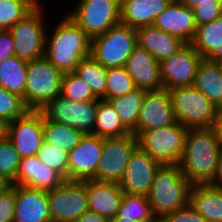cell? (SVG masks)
Wrapping results in <instances>:
<instances>
[{
  "mask_svg": "<svg viewBox=\"0 0 222 222\" xmlns=\"http://www.w3.org/2000/svg\"><path fill=\"white\" fill-rule=\"evenodd\" d=\"M46 33L44 57L62 73L74 72L81 60L90 56L91 39L67 14Z\"/></svg>",
  "mask_w": 222,
  "mask_h": 222,
  "instance_id": "1",
  "label": "cell"
},
{
  "mask_svg": "<svg viewBox=\"0 0 222 222\" xmlns=\"http://www.w3.org/2000/svg\"><path fill=\"white\" fill-rule=\"evenodd\" d=\"M221 151L212 128L189 129L181 171L192 184H208L214 178Z\"/></svg>",
  "mask_w": 222,
  "mask_h": 222,
  "instance_id": "2",
  "label": "cell"
},
{
  "mask_svg": "<svg viewBox=\"0 0 222 222\" xmlns=\"http://www.w3.org/2000/svg\"><path fill=\"white\" fill-rule=\"evenodd\" d=\"M192 186L181 171L180 164L161 165L158 168L147 195L158 222L167 214L190 204Z\"/></svg>",
  "mask_w": 222,
  "mask_h": 222,
  "instance_id": "3",
  "label": "cell"
},
{
  "mask_svg": "<svg viewBox=\"0 0 222 222\" xmlns=\"http://www.w3.org/2000/svg\"><path fill=\"white\" fill-rule=\"evenodd\" d=\"M63 73L45 57L28 62L24 105L28 110L41 111L61 95Z\"/></svg>",
  "mask_w": 222,
  "mask_h": 222,
  "instance_id": "4",
  "label": "cell"
},
{
  "mask_svg": "<svg viewBox=\"0 0 222 222\" xmlns=\"http://www.w3.org/2000/svg\"><path fill=\"white\" fill-rule=\"evenodd\" d=\"M136 46V29L119 23L91 39L90 56L105 68L122 67Z\"/></svg>",
  "mask_w": 222,
  "mask_h": 222,
  "instance_id": "5",
  "label": "cell"
},
{
  "mask_svg": "<svg viewBox=\"0 0 222 222\" xmlns=\"http://www.w3.org/2000/svg\"><path fill=\"white\" fill-rule=\"evenodd\" d=\"M188 130L176 122L170 126L142 131L137 136L138 146L160 165L180 164Z\"/></svg>",
  "mask_w": 222,
  "mask_h": 222,
  "instance_id": "6",
  "label": "cell"
},
{
  "mask_svg": "<svg viewBox=\"0 0 222 222\" xmlns=\"http://www.w3.org/2000/svg\"><path fill=\"white\" fill-rule=\"evenodd\" d=\"M169 93L177 122L188 129L212 128L217 108L194 85Z\"/></svg>",
  "mask_w": 222,
  "mask_h": 222,
  "instance_id": "7",
  "label": "cell"
},
{
  "mask_svg": "<svg viewBox=\"0 0 222 222\" xmlns=\"http://www.w3.org/2000/svg\"><path fill=\"white\" fill-rule=\"evenodd\" d=\"M67 15L92 39L120 23L121 0H78Z\"/></svg>",
  "mask_w": 222,
  "mask_h": 222,
  "instance_id": "8",
  "label": "cell"
},
{
  "mask_svg": "<svg viewBox=\"0 0 222 222\" xmlns=\"http://www.w3.org/2000/svg\"><path fill=\"white\" fill-rule=\"evenodd\" d=\"M42 10L43 7L39 4L9 29L14 39L15 56L26 62L44 57L47 30L43 23L45 11Z\"/></svg>",
  "mask_w": 222,
  "mask_h": 222,
  "instance_id": "9",
  "label": "cell"
},
{
  "mask_svg": "<svg viewBox=\"0 0 222 222\" xmlns=\"http://www.w3.org/2000/svg\"><path fill=\"white\" fill-rule=\"evenodd\" d=\"M98 99L75 102L57 96L41 109L50 121L82 130L85 134L92 133L97 117Z\"/></svg>",
  "mask_w": 222,
  "mask_h": 222,
  "instance_id": "10",
  "label": "cell"
},
{
  "mask_svg": "<svg viewBox=\"0 0 222 222\" xmlns=\"http://www.w3.org/2000/svg\"><path fill=\"white\" fill-rule=\"evenodd\" d=\"M137 147V137L133 133L123 137L104 139L94 180L119 184L131 155Z\"/></svg>",
  "mask_w": 222,
  "mask_h": 222,
  "instance_id": "11",
  "label": "cell"
},
{
  "mask_svg": "<svg viewBox=\"0 0 222 222\" xmlns=\"http://www.w3.org/2000/svg\"><path fill=\"white\" fill-rule=\"evenodd\" d=\"M52 222H74L88 210L86 181H67L47 191Z\"/></svg>",
  "mask_w": 222,
  "mask_h": 222,
  "instance_id": "12",
  "label": "cell"
},
{
  "mask_svg": "<svg viewBox=\"0 0 222 222\" xmlns=\"http://www.w3.org/2000/svg\"><path fill=\"white\" fill-rule=\"evenodd\" d=\"M203 59L191 44H185L177 53L162 60L160 75L163 88L169 91L177 87L192 86Z\"/></svg>",
  "mask_w": 222,
  "mask_h": 222,
  "instance_id": "13",
  "label": "cell"
},
{
  "mask_svg": "<svg viewBox=\"0 0 222 222\" xmlns=\"http://www.w3.org/2000/svg\"><path fill=\"white\" fill-rule=\"evenodd\" d=\"M44 115L28 110L22 117L8 123L7 138L22 158L36 156L43 141Z\"/></svg>",
  "mask_w": 222,
  "mask_h": 222,
  "instance_id": "14",
  "label": "cell"
},
{
  "mask_svg": "<svg viewBox=\"0 0 222 222\" xmlns=\"http://www.w3.org/2000/svg\"><path fill=\"white\" fill-rule=\"evenodd\" d=\"M104 138L85 134L80 143L68 152V181L94 180L101 159Z\"/></svg>",
  "mask_w": 222,
  "mask_h": 222,
  "instance_id": "15",
  "label": "cell"
},
{
  "mask_svg": "<svg viewBox=\"0 0 222 222\" xmlns=\"http://www.w3.org/2000/svg\"><path fill=\"white\" fill-rule=\"evenodd\" d=\"M161 165L139 146L133 151L119 186L123 193L148 195Z\"/></svg>",
  "mask_w": 222,
  "mask_h": 222,
  "instance_id": "16",
  "label": "cell"
},
{
  "mask_svg": "<svg viewBox=\"0 0 222 222\" xmlns=\"http://www.w3.org/2000/svg\"><path fill=\"white\" fill-rule=\"evenodd\" d=\"M177 122L167 89L146 91L136 126V137L142 132Z\"/></svg>",
  "mask_w": 222,
  "mask_h": 222,
  "instance_id": "17",
  "label": "cell"
},
{
  "mask_svg": "<svg viewBox=\"0 0 222 222\" xmlns=\"http://www.w3.org/2000/svg\"><path fill=\"white\" fill-rule=\"evenodd\" d=\"M153 26L178 37L186 44H191L197 30L194 11L184 6L179 0H172L156 17Z\"/></svg>",
  "mask_w": 222,
  "mask_h": 222,
  "instance_id": "18",
  "label": "cell"
},
{
  "mask_svg": "<svg viewBox=\"0 0 222 222\" xmlns=\"http://www.w3.org/2000/svg\"><path fill=\"white\" fill-rule=\"evenodd\" d=\"M13 222H52L47 191L15 185Z\"/></svg>",
  "mask_w": 222,
  "mask_h": 222,
  "instance_id": "19",
  "label": "cell"
},
{
  "mask_svg": "<svg viewBox=\"0 0 222 222\" xmlns=\"http://www.w3.org/2000/svg\"><path fill=\"white\" fill-rule=\"evenodd\" d=\"M125 67L136 88L146 91L163 89L160 62L146 49L137 45L129 56Z\"/></svg>",
  "mask_w": 222,
  "mask_h": 222,
  "instance_id": "20",
  "label": "cell"
},
{
  "mask_svg": "<svg viewBox=\"0 0 222 222\" xmlns=\"http://www.w3.org/2000/svg\"><path fill=\"white\" fill-rule=\"evenodd\" d=\"M64 181L59 173L41 163L37 156H30L20 160L18 173L12 185L50 191Z\"/></svg>",
  "mask_w": 222,
  "mask_h": 222,
  "instance_id": "21",
  "label": "cell"
},
{
  "mask_svg": "<svg viewBox=\"0 0 222 222\" xmlns=\"http://www.w3.org/2000/svg\"><path fill=\"white\" fill-rule=\"evenodd\" d=\"M86 189L88 210L97 212L109 220L118 215L123 197L118 183L87 180Z\"/></svg>",
  "mask_w": 222,
  "mask_h": 222,
  "instance_id": "22",
  "label": "cell"
},
{
  "mask_svg": "<svg viewBox=\"0 0 222 222\" xmlns=\"http://www.w3.org/2000/svg\"><path fill=\"white\" fill-rule=\"evenodd\" d=\"M136 34L137 45L146 49L158 62L171 57L186 44L178 37L157 29L153 25L137 28Z\"/></svg>",
  "mask_w": 222,
  "mask_h": 222,
  "instance_id": "23",
  "label": "cell"
},
{
  "mask_svg": "<svg viewBox=\"0 0 222 222\" xmlns=\"http://www.w3.org/2000/svg\"><path fill=\"white\" fill-rule=\"evenodd\" d=\"M172 0H121L120 23L132 28L152 26Z\"/></svg>",
  "mask_w": 222,
  "mask_h": 222,
  "instance_id": "24",
  "label": "cell"
},
{
  "mask_svg": "<svg viewBox=\"0 0 222 222\" xmlns=\"http://www.w3.org/2000/svg\"><path fill=\"white\" fill-rule=\"evenodd\" d=\"M190 205L207 221L222 222V190L208 184H193Z\"/></svg>",
  "mask_w": 222,
  "mask_h": 222,
  "instance_id": "25",
  "label": "cell"
},
{
  "mask_svg": "<svg viewBox=\"0 0 222 222\" xmlns=\"http://www.w3.org/2000/svg\"><path fill=\"white\" fill-rule=\"evenodd\" d=\"M215 107L222 106V69L213 59H203L193 84Z\"/></svg>",
  "mask_w": 222,
  "mask_h": 222,
  "instance_id": "26",
  "label": "cell"
},
{
  "mask_svg": "<svg viewBox=\"0 0 222 222\" xmlns=\"http://www.w3.org/2000/svg\"><path fill=\"white\" fill-rule=\"evenodd\" d=\"M191 45L204 59H213L222 52V15L211 23L197 26Z\"/></svg>",
  "mask_w": 222,
  "mask_h": 222,
  "instance_id": "27",
  "label": "cell"
},
{
  "mask_svg": "<svg viewBox=\"0 0 222 222\" xmlns=\"http://www.w3.org/2000/svg\"><path fill=\"white\" fill-rule=\"evenodd\" d=\"M91 134L107 139L123 137L131 132L122 124L118 113L110 103L98 99L97 117Z\"/></svg>",
  "mask_w": 222,
  "mask_h": 222,
  "instance_id": "28",
  "label": "cell"
},
{
  "mask_svg": "<svg viewBox=\"0 0 222 222\" xmlns=\"http://www.w3.org/2000/svg\"><path fill=\"white\" fill-rule=\"evenodd\" d=\"M146 90L136 88L127 95L105 99L118 113L122 124L136 136V126Z\"/></svg>",
  "mask_w": 222,
  "mask_h": 222,
  "instance_id": "29",
  "label": "cell"
},
{
  "mask_svg": "<svg viewBox=\"0 0 222 222\" xmlns=\"http://www.w3.org/2000/svg\"><path fill=\"white\" fill-rule=\"evenodd\" d=\"M28 62L17 56L7 58L0 63V86L9 92L18 94L24 102Z\"/></svg>",
  "mask_w": 222,
  "mask_h": 222,
  "instance_id": "30",
  "label": "cell"
},
{
  "mask_svg": "<svg viewBox=\"0 0 222 222\" xmlns=\"http://www.w3.org/2000/svg\"><path fill=\"white\" fill-rule=\"evenodd\" d=\"M84 135L85 133L80 129L55 123L44 116V142L70 152L80 143Z\"/></svg>",
  "mask_w": 222,
  "mask_h": 222,
  "instance_id": "31",
  "label": "cell"
},
{
  "mask_svg": "<svg viewBox=\"0 0 222 222\" xmlns=\"http://www.w3.org/2000/svg\"><path fill=\"white\" fill-rule=\"evenodd\" d=\"M74 73L88 83L92 92L99 99H106L107 68L89 56L80 61Z\"/></svg>",
  "mask_w": 222,
  "mask_h": 222,
  "instance_id": "32",
  "label": "cell"
},
{
  "mask_svg": "<svg viewBox=\"0 0 222 222\" xmlns=\"http://www.w3.org/2000/svg\"><path fill=\"white\" fill-rule=\"evenodd\" d=\"M117 218L139 222H158L146 195L123 193Z\"/></svg>",
  "mask_w": 222,
  "mask_h": 222,
  "instance_id": "33",
  "label": "cell"
},
{
  "mask_svg": "<svg viewBox=\"0 0 222 222\" xmlns=\"http://www.w3.org/2000/svg\"><path fill=\"white\" fill-rule=\"evenodd\" d=\"M39 4L35 0H0V30L11 29Z\"/></svg>",
  "mask_w": 222,
  "mask_h": 222,
  "instance_id": "34",
  "label": "cell"
},
{
  "mask_svg": "<svg viewBox=\"0 0 222 222\" xmlns=\"http://www.w3.org/2000/svg\"><path fill=\"white\" fill-rule=\"evenodd\" d=\"M75 102H85L99 99L91 90L88 83L74 72L63 73L61 80V95Z\"/></svg>",
  "mask_w": 222,
  "mask_h": 222,
  "instance_id": "35",
  "label": "cell"
},
{
  "mask_svg": "<svg viewBox=\"0 0 222 222\" xmlns=\"http://www.w3.org/2000/svg\"><path fill=\"white\" fill-rule=\"evenodd\" d=\"M106 99L127 95L136 89L133 79L127 73L125 66L107 68Z\"/></svg>",
  "mask_w": 222,
  "mask_h": 222,
  "instance_id": "36",
  "label": "cell"
},
{
  "mask_svg": "<svg viewBox=\"0 0 222 222\" xmlns=\"http://www.w3.org/2000/svg\"><path fill=\"white\" fill-rule=\"evenodd\" d=\"M36 156L41 163L52 168L68 181L67 151L43 141Z\"/></svg>",
  "mask_w": 222,
  "mask_h": 222,
  "instance_id": "37",
  "label": "cell"
},
{
  "mask_svg": "<svg viewBox=\"0 0 222 222\" xmlns=\"http://www.w3.org/2000/svg\"><path fill=\"white\" fill-rule=\"evenodd\" d=\"M27 111L22 97L0 86V119L10 123L22 117Z\"/></svg>",
  "mask_w": 222,
  "mask_h": 222,
  "instance_id": "38",
  "label": "cell"
},
{
  "mask_svg": "<svg viewBox=\"0 0 222 222\" xmlns=\"http://www.w3.org/2000/svg\"><path fill=\"white\" fill-rule=\"evenodd\" d=\"M21 157L18 155L12 142L6 137L0 141V174L11 182L14 181Z\"/></svg>",
  "mask_w": 222,
  "mask_h": 222,
  "instance_id": "39",
  "label": "cell"
},
{
  "mask_svg": "<svg viewBox=\"0 0 222 222\" xmlns=\"http://www.w3.org/2000/svg\"><path fill=\"white\" fill-rule=\"evenodd\" d=\"M193 11L197 26L211 23L222 15V1L201 2Z\"/></svg>",
  "mask_w": 222,
  "mask_h": 222,
  "instance_id": "40",
  "label": "cell"
},
{
  "mask_svg": "<svg viewBox=\"0 0 222 222\" xmlns=\"http://www.w3.org/2000/svg\"><path fill=\"white\" fill-rule=\"evenodd\" d=\"M15 202V185L0 193V222H13Z\"/></svg>",
  "mask_w": 222,
  "mask_h": 222,
  "instance_id": "41",
  "label": "cell"
},
{
  "mask_svg": "<svg viewBox=\"0 0 222 222\" xmlns=\"http://www.w3.org/2000/svg\"><path fill=\"white\" fill-rule=\"evenodd\" d=\"M159 222H207L190 204L167 214Z\"/></svg>",
  "mask_w": 222,
  "mask_h": 222,
  "instance_id": "42",
  "label": "cell"
},
{
  "mask_svg": "<svg viewBox=\"0 0 222 222\" xmlns=\"http://www.w3.org/2000/svg\"><path fill=\"white\" fill-rule=\"evenodd\" d=\"M14 55V39L10 30H0V63Z\"/></svg>",
  "mask_w": 222,
  "mask_h": 222,
  "instance_id": "43",
  "label": "cell"
},
{
  "mask_svg": "<svg viewBox=\"0 0 222 222\" xmlns=\"http://www.w3.org/2000/svg\"><path fill=\"white\" fill-rule=\"evenodd\" d=\"M212 129L216 135V139L222 148V106L217 107L216 115L212 125Z\"/></svg>",
  "mask_w": 222,
  "mask_h": 222,
  "instance_id": "44",
  "label": "cell"
},
{
  "mask_svg": "<svg viewBox=\"0 0 222 222\" xmlns=\"http://www.w3.org/2000/svg\"><path fill=\"white\" fill-rule=\"evenodd\" d=\"M110 220L97 212L87 210L74 222H109Z\"/></svg>",
  "mask_w": 222,
  "mask_h": 222,
  "instance_id": "45",
  "label": "cell"
},
{
  "mask_svg": "<svg viewBox=\"0 0 222 222\" xmlns=\"http://www.w3.org/2000/svg\"><path fill=\"white\" fill-rule=\"evenodd\" d=\"M209 184L222 190V151L217 162L214 178Z\"/></svg>",
  "mask_w": 222,
  "mask_h": 222,
  "instance_id": "46",
  "label": "cell"
},
{
  "mask_svg": "<svg viewBox=\"0 0 222 222\" xmlns=\"http://www.w3.org/2000/svg\"><path fill=\"white\" fill-rule=\"evenodd\" d=\"M184 6L190 7L192 10L205 1H222V0H179Z\"/></svg>",
  "mask_w": 222,
  "mask_h": 222,
  "instance_id": "47",
  "label": "cell"
},
{
  "mask_svg": "<svg viewBox=\"0 0 222 222\" xmlns=\"http://www.w3.org/2000/svg\"><path fill=\"white\" fill-rule=\"evenodd\" d=\"M11 186H12V182L9 179H7L5 176L0 174V193L5 192Z\"/></svg>",
  "mask_w": 222,
  "mask_h": 222,
  "instance_id": "48",
  "label": "cell"
},
{
  "mask_svg": "<svg viewBox=\"0 0 222 222\" xmlns=\"http://www.w3.org/2000/svg\"><path fill=\"white\" fill-rule=\"evenodd\" d=\"M7 126L8 123L0 119V141L7 137Z\"/></svg>",
  "mask_w": 222,
  "mask_h": 222,
  "instance_id": "49",
  "label": "cell"
},
{
  "mask_svg": "<svg viewBox=\"0 0 222 222\" xmlns=\"http://www.w3.org/2000/svg\"><path fill=\"white\" fill-rule=\"evenodd\" d=\"M213 60L216 62V64L222 69V52L218 53Z\"/></svg>",
  "mask_w": 222,
  "mask_h": 222,
  "instance_id": "50",
  "label": "cell"
},
{
  "mask_svg": "<svg viewBox=\"0 0 222 222\" xmlns=\"http://www.w3.org/2000/svg\"><path fill=\"white\" fill-rule=\"evenodd\" d=\"M109 222H139V221H132V220H129V219H122V218H113V219H110Z\"/></svg>",
  "mask_w": 222,
  "mask_h": 222,
  "instance_id": "51",
  "label": "cell"
}]
</instances>
